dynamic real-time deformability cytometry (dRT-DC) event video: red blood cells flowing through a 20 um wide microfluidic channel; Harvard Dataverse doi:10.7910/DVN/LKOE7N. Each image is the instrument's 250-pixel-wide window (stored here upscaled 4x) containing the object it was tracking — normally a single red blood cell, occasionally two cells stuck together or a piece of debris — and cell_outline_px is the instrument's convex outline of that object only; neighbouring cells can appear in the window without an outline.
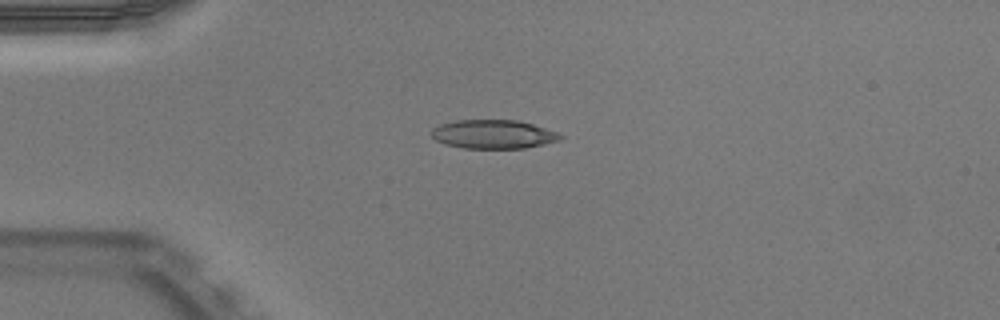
{"species": "Egyptian fruit bat (a non-hibernating species)", "species_latin": "Rousettus aegyptiacus", "temperature_condition": "warm", "stored_images_in_passage": 39, "camera_frame_rate_fps": 3000, "um_per_image_px": 0.085, "animal": {"sex": "male"}, "frame": {"image": 1, "passage_image": 1, "time_ms": 0.0, "image_size_px": [1000, 320], "cell_outline_px": [[564, 136], [560, 140], [544, 144], [524, 148], [464, 148], [444, 144], [436, 140], [432, 136], [432, 128], [440, 124], [456, 120], [516, 120], [532, 124], [556, 132]], "centroid_in_image_um": [41.91, 11.41], "position_along_channel_um": 43.1, "area_um2": 21.5}}
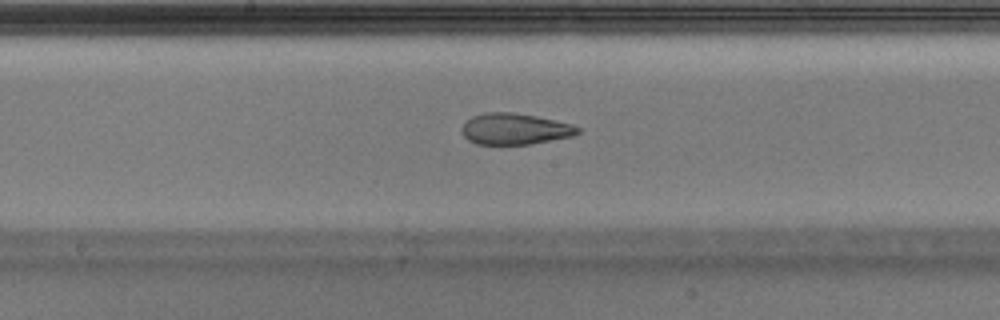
{"frame": {"image": 2, "passage_image": 15, "time_ms": 4.667, "image_size_px": [1000, 320], "cell_outline_px": [[580, 132], [572, 136], [528, 144], [476, 144], [468, 140], [464, 136], [460, 128], [472, 116], [484, 112], [512, 112], [536, 116], [572, 124], [580, 128]], "centroid_in_image_um": [43.74, 10.95], "position_along_channel_um": 204.5, "area_um2": 20.98}}
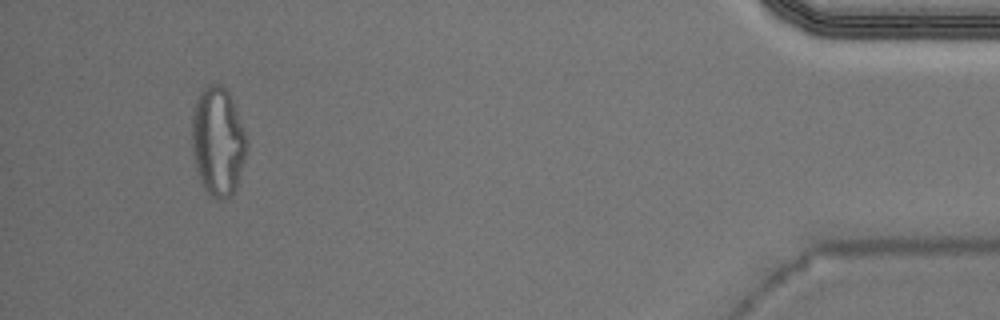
{"frame": {"image": 3, "passage_image": 36, "time_ms": 11.667, "image_size_px": [1000, 320], "cell_outline_px": [[248, 144], [236, 188], [224, 200], [216, 200], [204, 188], [196, 172], [192, 152], [192, 112], [196, 100], [200, 92], [208, 84], [220, 84], [228, 92], [248, 140]], "centroid_in_image_um": [18.49, 12.04], "position_along_channel_um": 416.7, "area_um2": 34.62}, "authors_computed_cell_mechanics": {"area_um2": 22.7732, "velocity_mm_per_s": 3.9645, "shape_relaxation_time_tau1_ms": null, "shape_relaxation_time_tau2_ms": 2.0341, "deformation_change_tau1": null, "deformation_change_tau2": 0.0952}}